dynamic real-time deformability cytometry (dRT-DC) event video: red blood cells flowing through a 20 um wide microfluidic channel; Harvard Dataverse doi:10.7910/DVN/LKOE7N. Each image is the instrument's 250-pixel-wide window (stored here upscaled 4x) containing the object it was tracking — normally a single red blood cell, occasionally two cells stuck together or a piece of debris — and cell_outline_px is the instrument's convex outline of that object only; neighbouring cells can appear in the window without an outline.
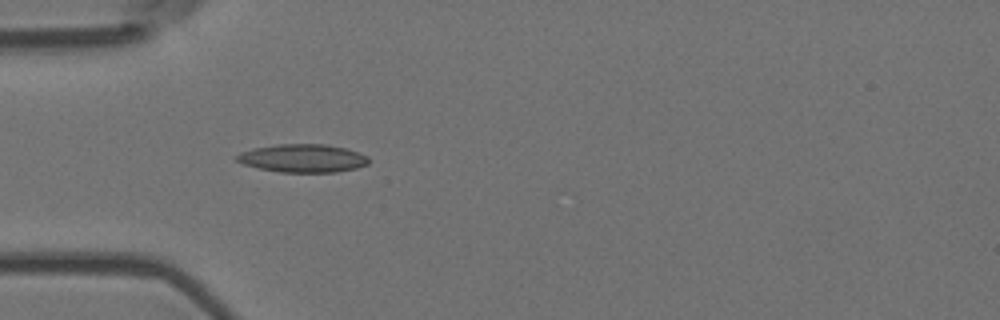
{"species": "Egyptian fruit bat (a non-hibernating species)", "species_latin": "Rousettus aegyptiacus", "temperature_condition": "room temperature", "stored_images_in_passage": 4, "camera_frame_rate_fps": 3000, "um_per_image_px": 0.085, "animal": {"sex": "female"}, "frame": {"image": 1, "passage_image": 4, "time_ms": 1.0, "image_size_px": [1000, 320], "cell_outline_px": [[368, 164], [356, 168], [336, 172], [280, 172], [260, 168], [244, 164], [236, 160], [236, 156], [240, 152], [252, 148], [276, 144], [324, 144], [344, 148], [368, 156]], "centroid_in_image_um": [25.71, 13.45], "position_along_channel_um": 59.3, "area_um2": 21.5}}